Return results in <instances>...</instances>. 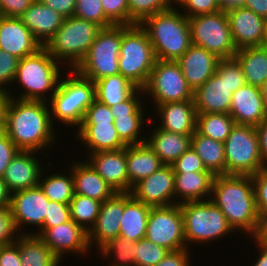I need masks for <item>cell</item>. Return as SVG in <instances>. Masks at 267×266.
Instances as JSON below:
<instances>
[{"label": "cell", "instance_id": "cell-61", "mask_svg": "<svg viewBox=\"0 0 267 266\" xmlns=\"http://www.w3.org/2000/svg\"><path fill=\"white\" fill-rule=\"evenodd\" d=\"M9 100V93L0 90V131H3L5 129L6 110Z\"/></svg>", "mask_w": 267, "mask_h": 266}, {"label": "cell", "instance_id": "cell-45", "mask_svg": "<svg viewBox=\"0 0 267 266\" xmlns=\"http://www.w3.org/2000/svg\"><path fill=\"white\" fill-rule=\"evenodd\" d=\"M18 62L19 58L0 48V90L12 92L9 86L15 79Z\"/></svg>", "mask_w": 267, "mask_h": 266}, {"label": "cell", "instance_id": "cell-46", "mask_svg": "<svg viewBox=\"0 0 267 266\" xmlns=\"http://www.w3.org/2000/svg\"><path fill=\"white\" fill-rule=\"evenodd\" d=\"M105 16L114 25H129L128 0H101Z\"/></svg>", "mask_w": 267, "mask_h": 266}, {"label": "cell", "instance_id": "cell-35", "mask_svg": "<svg viewBox=\"0 0 267 266\" xmlns=\"http://www.w3.org/2000/svg\"><path fill=\"white\" fill-rule=\"evenodd\" d=\"M21 266H60L61 261L35 234H18Z\"/></svg>", "mask_w": 267, "mask_h": 266}, {"label": "cell", "instance_id": "cell-8", "mask_svg": "<svg viewBox=\"0 0 267 266\" xmlns=\"http://www.w3.org/2000/svg\"><path fill=\"white\" fill-rule=\"evenodd\" d=\"M156 60L153 46L140 24L123 25L118 62L120 74L143 89Z\"/></svg>", "mask_w": 267, "mask_h": 266}, {"label": "cell", "instance_id": "cell-59", "mask_svg": "<svg viewBox=\"0 0 267 266\" xmlns=\"http://www.w3.org/2000/svg\"><path fill=\"white\" fill-rule=\"evenodd\" d=\"M251 239L259 245L267 247V215L259 216L257 230Z\"/></svg>", "mask_w": 267, "mask_h": 266}, {"label": "cell", "instance_id": "cell-53", "mask_svg": "<svg viewBox=\"0 0 267 266\" xmlns=\"http://www.w3.org/2000/svg\"><path fill=\"white\" fill-rule=\"evenodd\" d=\"M16 236L9 208H0V246L14 242Z\"/></svg>", "mask_w": 267, "mask_h": 266}, {"label": "cell", "instance_id": "cell-37", "mask_svg": "<svg viewBox=\"0 0 267 266\" xmlns=\"http://www.w3.org/2000/svg\"><path fill=\"white\" fill-rule=\"evenodd\" d=\"M94 83L96 99L109 107L127 100L138 89L121 74L108 76Z\"/></svg>", "mask_w": 267, "mask_h": 266}, {"label": "cell", "instance_id": "cell-36", "mask_svg": "<svg viewBox=\"0 0 267 266\" xmlns=\"http://www.w3.org/2000/svg\"><path fill=\"white\" fill-rule=\"evenodd\" d=\"M191 147L201 158L206 170L215 175H226L224 143L201 135L197 130L192 134Z\"/></svg>", "mask_w": 267, "mask_h": 266}, {"label": "cell", "instance_id": "cell-11", "mask_svg": "<svg viewBox=\"0 0 267 266\" xmlns=\"http://www.w3.org/2000/svg\"><path fill=\"white\" fill-rule=\"evenodd\" d=\"M226 175L253 176L263 167L256 127L235 124L224 141Z\"/></svg>", "mask_w": 267, "mask_h": 266}, {"label": "cell", "instance_id": "cell-28", "mask_svg": "<svg viewBox=\"0 0 267 266\" xmlns=\"http://www.w3.org/2000/svg\"><path fill=\"white\" fill-rule=\"evenodd\" d=\"M76 139H79L88 153L124 149L127 145L119 137L114 122L81 123Z\"/></svg>", "mask_w": 267, "mask_h": 266}, {"label": "cell", "instance_id": "cell-67", "mask_svg": "<svg viewBox=\"0 0 267 266\" xmlns=\"http://www.w3.org/2000/svg\"><path fill=\"white\" fill-rule=\"evenodd\" d=\"M262 47L267 51V32Z\"/></svg>", "mask_w": 267, "mask_h": 266}, {"label": "cell", "instance_id": "cell-32", "mask_svg": "<svg viewBox=\"0 0 267 266\" xmlns=\"http://www.w3.org/2000/svg\"><path fill=\"white\" fill-rule=\"evenodd\" d=\"M150 210V206L135 199L130 192H124V212L119 236L132 242L144 239Z\"/></svg>", "mask_w": 267, "mask_h": 266}, {"label": "cell", "instance_id": "cell-23", "mask_svg": "<svg viewBox=\"0 0 267 266\" xmlns=\"http://www.w3.org/2000/svg\"><path fill=\"white\" fill-rule=\"evenodd\" d=\"M43 46L20 17L0 15V48L19 59L36 53Z\"/></svg>", "mask_w": 267, "mask_h": 266}, {"label": "cell", "instance_id": "cell-24", "mask_svg": "<svg viewBox=\"0 0 267 266\" xmlns=\"http://www.w3.org/2000/svg\"><path fill=\"white\" fill-rule=\"evenodd\" d=\"M36 153L40 154L35 151H19L8 165L2 179L12 193L38 186L44 165Z\"/></svg>", "mask_w": 267, "mask_h": 266}, {"label": "cell", "instance_id": "cell-1", "mask_svg": "<svg viewBox=\"0 0 267 266\" xmlns=\"http://www.w3.org/2000/svg\"><path fill=\"white\" fill-rule=\"evenodd\" d=\"M48 107V102L10 97L4 131L20 151L42 152L57 142Z\"/></svg>", "mask_w": 267, "mask_h": 266}, {"label": "cell", "instance_id": "cell-41", "mask_svg": "<svg viewBox=\"0 0 267 266\" xmlns=\"http://www.w3.org/2000/svg\"><path fill=\"white\" fill-rule=\"evenodd\" d=\"M98 252L105 260L110 259L108 266H135V242L121 236L110 239Z\"/></svg>", "mask_w": 267, "mask_h": 266}, {"label": "cell", "instance_id": "cell-57", "mask_svg": "<svg viewBox=\"0 0 267 266\" xmlns=\"http://www.w3.org/2000/svg\"><path fill=\"white\" fill-rule=\"evenodd\" d=\"M46 6L55 10L63 17L68 18L74 15L76 0H41Z\"/></svg>", "mask_w": 267, "mask_h": 266}, {"label": "cell", "instance_id": "cell-63", "mask_svg": "<svg viewBox=\"0 0 267 266\" xmlns=\"http://www.w3.org/2000/svg\"><path fill=\"white\" fill-rule=\"evenodd\" d=\"M254 244H256V248H258L259 253L257 255L259 256L258 260H255L253 266H267V247L261 246L258 243H256L253 240Z\"/></svg>", "mask_w": 267, "mask_h": 266}, {"label": "cell", "instance_id": "cell-30", "mask_svg": "<svg viewBox=\"0 0 267 266\" xmlns=\"http://www.w3.org/2000/svg\"><path fill=\"white\" fill-rule=\"evenodd\" d=\"M129 192L139 181L147 178L165 164L147 142L126 146Z\"/></svg>", "mask_w": 267, "mask_h": 266}, {"label": "cell", "instance_id": "cell-16", "mask_svg": "<svg viewBox=\"0 0 267 266\" xmlns=\"http://www.w3.org/2000/svg\"><path fill=\"white\" fill-rule=\"evenodd\" d=\"M142 94L144 95L143 89L138 88L127 100L109 107L114 118L115 129L126 145L146 142L147 136L140 134L143 128H145L144 124L146 122L149 124V121H153L151 118H145V110L142 108L144 106L142 97L145 98V96Z\"/></svg>", "mask_w": 267, "mask_h": 266}, {"label": "cell", "instance_id": "cell-29", "mask_svg": "<svg viewBox=\"0 0 267 266\" xmlns=\"http://www.w3.org/2000/svg\"><path fill=\"white\" fill-rule=\"evenodd\" d=\"M70 166L75 194L90 197L102 203L116 193L86 160H76L70 163Z\"/></svg>", "mask_w": 267, "mask_h": 266}, {"label": "cell", "instance_id": "cell-33", "mask_svg": "<svg viewBox=\"0 0 267 266\" xmlns=\"http://www.w3.org/2000/svg\"><path fill=\"white\" fill-rule=\"evenodd\" d=\"M152 131L146 142L165 165L174 163L191 147L192 135L168 132L158 126Z\"/></svg>", "mask_w": 267, "mask_h": 266}, {"label": "cell", "instance_id": "cell-40", "mask_svg": "<svg viewBox=\"0 0 267 266\" xmlns=\"http://www.w3.org/2000/svg\"><path fill=\"white\" fill-rule=\"evenodd\" d=\"M101 202L90 197L75 194L69 203L70 219H73L85 232H89L99 214Z\"/></svg>", "mask_w": 267, "mask_h": 266}, {"label": "cell", "instance_id": "cell-66", "mask_svg": "<svg viewBox=\"0 0 267 266\" xmlns=\"http://www.w3.org/2000/svg\"><path fill=\"white\" fill-rule=\"evenodd\" d=\"M215 1L220 6L221 10H224V0H215Z\"/></svg>", "mask_w": 267, "mask_h": 266}, {"label": "cell", "instance_id": "cell-38", "mask_svg": "<svg viewBox=\"0 0 267 266\" xmlns=\"http://www.w3.org/2000/svg\"><path fill=\"white\" fill-rule=\"evenodd\" d=\"M46 168L45 166L41 172L38 186L49 200L62 204H69L75 195L71 169H69L70 172L66 170V173H64V171L63 173H51L49 176L46 175V177V173H44Z\"/></svg>", "mask_w": 267, "mask_h": 266}, {"label": "cell", "instance_id": "cell-20", "mask_svg": "<svg viewBox=\"0 0 267 266\" xmlns=\"http://www.w3.org/2000/svg\"><path fill=\"white\" fill-rule=\"evenodd\" d=\"M123 212L124 192H116L111 198L101 203L95 224L87 233V241L90 250H92L91 247L94 248V246L99 250L110 239L119 237L120 222L123 217Z\"/></svg>", "mask_w": 267, "mask_h": 266}, {"label": "cell", "instance_id": "cell-55", "mask_svg": "<svg viewBox=\"0 0 267 266\" xmlns=\"http://www.w3.org/2000/svg\"><path fill=\"white\" fill-rule=\"evenodd\" d=\"M21 264L17 234L14 242L0 246V266H21Z\"/></svg>", "mask_w": 267, "mask_h": 266}, {"label": "cell", "instance_id": "cell-68", "mask_svg": "<svg viewBox=\"0 0 267 266\" xmlns=\"http://www.w3.org/2000/svg\"><path fill=\"white\" fill-rule=\"evenodd\" d=\"M264 90H265L266 106H267V86H266V88Z\"/></svg>", "mask_w": 267, "mask_h": 266}, {"label": "cell", "instance_id": "cell-50", "mask_svg": "<svg viewBox=\"0 0 267 266\" xmlns=\"http://www.w3.org/2000/svg\"><path fill=\"white\" fill-rule=\"evenodd\" d=\"M182 13L187 17H193L201 14H212L221 10L215 0H185L180 6Z\"/></svg>", "mask_w": 267, "mask_h": 266}, {"label": "cell", "instance_id": "cell-26", "mask_svg": "<svg viewBox=\"0 0 267 266\" xmlns=\"http://www.w3.org/2000/svg\"><path fill=\"white\" fill-rule=\"evenodd\" d=\"M154 109L157 119L159 116V128L186 135H192L196 131L197 113L193 100L164 103Z\"/></svg>", "mask_w": 267, "mask_h": 266}, {"label": "cell", "instance_id": "cell-34", "mask_svg": "<svg viewBox=\"0 0 267 266\" xmlns=\"http://www.w3.org/2000/svg\"><path fill=\"white\" fill-rule=\"evenodd\" d=\"M246 84L265 89L267 86V51L262 46L238 49L235 56Z\"/></svg>", "mask_w": 267, "mask_h": 266}, {"label": "cell", "instance_id": "cell-62", "mask_svg": "<svg viewBox=\"0 0 267 266\" xmlns=\"http://www.w3.org/2000/svg\"><path fill=\"white\" fill-rule=\"evenodd\" d=\"M12 192L0 177V208H9Z\"/></svg>", "mask_w": 267, "mask_h": 266}, {"label": "cell", "instance_id": "cell-31", "mask_svg": "<svg viewBox=\"0 0 267 266\" xmlns=\"http://www.w3.org/2000/svg\"><path fill=\"white\" fill-rule=\"evenodd\" d=\"M213 179L211 172L175 173L177 204L210 200Z\"/></svg>", "mask_w": 267, "mask_h": 266}, {"label": "cell", "instance_id": "cell-49", "mask_svg": "<svg viewBox=\"0 0 267 266\" xmlns=\"http://www.w3.org/2000/svg\"><path fill=\"white\" fill-rule=\"evenodd\" d=\"M70 220L69 204L49 200L48 211L42 228H52Z\"/></svg>", "mask_w": 267, "mask_h": 266}, {"label": "cell", "instance_id": "cell-10", "mask_svg": "<svg viewBox=\"0 0 267 266\" xmlns=\"http://www.w3.org/2000/svg\"><path fill=\"white\" fill-rule=\"evenodd\" d=\"M122 35L123 25L102 28L75 70L93 82L120 74L118 62Z\"/></svg>", "mask_w": 267, "mask_h": 266}, {"label": "cell", "instance_id": "cell-15", "mask_svg": "<svg viewBox=\"0 0 267 266\" xmlns=\"http://www.w3.org/2000/svg\"><path fill=\"white\" fill-rule=\"evenodd\" d=\"M48 202L49 199L39 186L13 192L9 210L16 233L34 234V232H24L25 225H31V227L34 225L35 229L38 228L37 233H39L47 215ZM22 226L23 230H21Z\"/></svg>", "mask_w": 267, "mask_h": 266}, {"label": "cell", "instance_id": "cell-9", "mask_svg": "<svg viewBox=\"0 0 267 266\" xmlns=\"http://www.w3.org/2000/svg\"><path fill=\"white\" fill-rule=\"evenodd\" d=\"M180 208L187 249L194 243L201 245L213 240L217 242V239L236 232L228 224L220 208L211 200L185 202L180 204Z\"/></svg>", "mask_w": 267, "mask_h": 266}, {"label": "cell", "instance_id": "cell-4", "mask_svg": "<svg viewBox=\"0 0 267 266\" xmlns=\"http://www.w3.org/2000/svg\"><path fill=\"white\" fill-rule=\"evenodd\" d=\"M69 77L60 78L55 93L48 101L50 119L68 126L80 127L87 108L96 99L95 83L80 75L75 69H69ZM55 117V118H54Z\"/></svg>", "mask_w": 267, "mask_h": 266}, {"label": "cell", "instance_id": "cell-52", "mask_svg": "<svg viewBox=\"0 0 267 266\" xmlns=\"http://www.w3.org/2000/svg\"><path fill=\"white\" fill-rule=\"evenodd\" d=\"M20 150L10 140L6 132L0 131V177L2 178L8 165Z\"/></svg>", "mask_w": 267, "mask_h": 266}, {"label": "cell", "instance_id": "cell-25", "mask_svg": "<svg viewBox=\"0 0 267 266\" xmlns=\"http://www.w3.org/2000/svg\"><path fill=\"white\" fill-rule=\"evenodd\" d=\"M219 59L214 53L192 44L177 62L194 92L216 72Z\"/></svg>", "mask_w": 267, "mask_h": 266}, {"label": "cell", "instance_id": "cell-54", "mask_svg": "<svg viewBox=\"0 0 267 266\" xmlns=\"http://www.w3.org/2000/svg\"><path fill=\"white\" fill-rule=\"evenodd\" d=\"M35 0H0V15L21 17Z\"/></svg>", "mask_w": 267, "mask_h": 266}, {"label": "cell", "instance_id": "cell-5", "mask_svg": "<svg viewBox=\"0 0 267 266\" xmlns=\"http://www.w3.org/2000/svg\"><path fill=\"white\" fill-rule=\"evenodd\" d=\"M62 64L56 61L43 46L36 53L19 59L13 83L18 82L24 91L11 98L48 102L55 93L63 71ZM61 66V68H60ZM61 71V72H60ZM50 94H49V93ZM46 93V94H45ZM48 93V94H47ZM47 95H50L48 98Z\"/></svg>", "mask_w": 267, "mask_h": 266}, {"label": "cell", "instance_id": "cell-2", "mask_svg": "<svg viewBox=\"0 0 267 266\" xmlns=\"http://www.w3.org/2000/svg\"><path fill=\"white\" fill-rule=\"evenodd\" d=\"M210 200L234 231L249 234L250 238L255 234L259 214L252 176L215 175Z\"/></svg>", "mask_w": 267, "mask_h": 266}, {"label": "cell", "instance_id": "cell-7", "mask_svg": "<svg viewBox=\"0 0 267 266\" xmlns=\"http://www.w3.org/2000/svg\"><path fill=\"white\" fill-rule=\"evenodd\" d=\"M102 28L74 16L65 18L61 27L44 46L66 69H75L84 59Z\"/></svg>", "mask_w": 267, "mask_h": 266}, {"label": "cell", "instance_id": "cell-3", "mask_svg": "<svg viewBox=\"0 0 267 266\" xmlns=\"http://www.w3.org/2000/svg\"><path fill=\"white\" fill-rule=\"evenodd\" d=\"M180 8L156 13L140 26L146 31L157 60L177 61L192 45L189 19Z\"/></svg>", "mask_w": 267, "mask_h": 266}, {"label": "cell", "instance_id": "cell-58", "mask_svg": "<svg viewBox=\"0 0 267 266\" xmlns=\"http://www.w3.org/2000/svg\"><path fill=\"white\" fill-rule=\"evenodd\" d=\"M256 130L259 138L262 164L264 168H267V117L256 127Z\"/></svg>", "mask_w": 267, "mask_h": 266}, {"label": "cell", "instance_id": "cell-6", "mask_svg": "<svg viewBox=\"0 0 267 266\" xmlns=\"http://www.w3.org/2000/svg\"><path fill=\"white\" fill-rule=\"evenodd\" d=\"M245 84L235 57L219 59L216 72L193 93L196 113H229L232 94Z\"/></svg>", "mask_w": 267, "mask_h": 266}, {"label": "cell", "instance_id": "cell-39", "mask_svg": "<svg viewBox=\"0 0 267 266\" xmlns=\"http://www.w3.org/2000/svg\"><path fill=\"white\" fill-rule=\"evenodd\" d=\"M235 121L229 113L197 114L196 130L206 137L224 143Z\"/></svg>", "mask_w": 267, "mask_h": 266}, {"label": "cell", "instance_id": "cell-27", "mask_svg": "<svg viewBox=\"0 0 267 266\" xmlns=\"http://www.w3.org/2000/svg\"><path fill=\"white\" fill-rule=\"evenodd\" d=\"M20 19L34 37L45 46L63 24L65 17L35 0Z\"/></svg>", "mask_w": 267, "mask_h": 266}, {"label": "cell", "instance_id": "cell-12", "mask_svg": "<svg viewBox=\"0 0 267 266\" xmlns=\"http://www.w3.org/2000/svg\"><path fill=\"white\" fill-rule=\"evenodd\" d=\"M192 44L203 47L218 58H232L237 52L226 11L188 18Z\"/></svg>", "mask_w": 267, "mask_h": 266}, {"label": "cell", "instance_id": "cell-48", "mask_svg": "<svg viewBox=\"0 0 267 266\" xmlns=\"http://www.w3.org/2000/svg\"><path fill=\"white\" fill-rule=\"evenodd\" d=\"M256 208L260 215H267V168H261L252 176Z\"/></svg>", "mask_w": 267, "mask_h": 266}, {"label": "cell", "instance_id": "cell-13", "mask_svg": "<svg viewBox=\"0 0 267 266\" xmlns=\"http://www.w3.org/2000/svg\"><path fill=\"white\" fill-rule=\"evenodd\" d=\"M144 96L151 97L153 106L164 103L193 100L189 87L177 61L156 60L146 86Z\"/></svg>", "mask_w": 267, "mask_h": 266}, {"label": "cell", "instance_id": "cell-19", "mask_svg": "<svg viewBox=\"0 0 267 266\" xmlns=\"http://www.w3.org/2000/svg\"><path fill=\"white\" fill-rule=\"evenodd\" d=\"M233 43L237 50L262 46L267 32V20L243 6L226 10Z\"/></svg>", "mask_w": 267, "mask_h": 266}, {"label": "cell", "instance_id": "cell-43", "mask_svg": "<svg viewBox=\"0 0 267 266\" xmlns=\"http://www.w3.org/2000/svg\"><path fill=\"white\" fill-rule=\"evenodd\" d=\"M74 17L94 22L101 28H108L114 24L105 16L101 0H76Z\"/></svg>", "mask_w": 267, "mask_h": 266}, {"label": "cell", "instance_id": "cell-47", "mask_svg": "<svg viewBox=\"0 0 267 266\" xmlns=\"http://www.w3.org/2000/svg\"><path fill=\"white\" fill-rule=\"evenodd\" d=\"M174 173L185 172H210L206 170L201 158L192 147L184 152L174 163L171 164Z\"/></svg>", "mask_w": 267, "mask_h": 266}, {"label": "cell", "instance_id": "cell-42", "mask_svg": "<svg viewBox=\"0 0 267 266\" xmlns=\"http://www.w3.org/2000/svg\"><path fill=\"white\" fill-rule=\"evenodd\" d=\"M169 9L167 0H128L129 25L140 24L145 18Z\"/></svg>", "mask_w": 267, "mask_h": 266}, {"label": "cell", "instance_id": "cell-22", "mask_svg": "<svg viewBox=\"0 0 267 266\" xmlns=\"http://www.w3.org/2000/svg\"><path fill=\"white\" fill-rule=\"evenodd\" d=\"M88 157L85 160L115 192H129L126 147L119 150L90 153Z\"/></svg>", "mask_w": 267, "mask_h": 266}, {"label": "cell", "instance_id": "cell-65", "mask_svg": "<svg viewBox=\"0 0 267 266\" xmlns=\"http://www.w3.org/2000/svg\"><path fill=\"white\" fill-rule=\"evenodd\" d=\"M184 2L185 0H167L169 8H174V9L176 8V6H178L177 8H179Z\"/></svg>", "mask_w": 267, "mask_h": 266}, {"label": "cell", "instance_id": "cell-60", "mask_svg": "<svg viewBox=\"0 0 267 266\" xmlns=\"http://www.w3.org/2000/svg\"><path fill=\"white\" fill-rule=\"evenodd\" d=\"M243 7L267 20V0H245Z\"/></svg>", "mask_w": 267, "mask_h": 266}, {"label": "cell", "instance_id": "cell-21", "mask_svg": "<svg viewBox=\"0 0 267 266\" xmlns=\"http://www.w3.org/2000/svg\"><path fill=\"white\" fill-rule=\"evenodd\" d=\"M229 114L236 124L257 127L267 117L265 90L245 84L232 94Z\"/></svg>", "mask_w": 267, "mask_h": 266}, {"label": "cell", "instance_id": "cell-64", "mask_svg": "<svg viewBox=\"0 0 267 266\" xmlns=\"http://www.w3.org/2000/svg\"><path fill=\"white\" fill-rule=\"evenodd\" d=\"M245 0H224V11L234 8L243 6Z\"/></svg>", "mask_w": 267, "mask_h": 266}, {"label": "cell", "instance_id": "cell-51", "mask_svg": "<svg viewBox=\"0 0 267 266\" xmlns=\"http://www.w3.org/2000/svg\"><path fill=\"white\" fill-rule=\"evenodd\" d=\"M114 122L112 112L108 105L97 99L87 108L82 123Z\"/></svg>", "mask_w": 267, "mask_h": 266}, {"label": "cell", "instance_id": "cell-18", "mask_svg": "<svg viewBox=\"0 0 267 266\" xmlns=\"http://www.w3.org/2000/svg\"><path fill=\"white\" fill-rule=\"evenodd\" d=\"M38 235L51 249V252L62 261L67 252L85 255L90 252L85 232L73 219L52 228H42ZM64 255V256H63Z\"/></svg>", "mask_w": 267, "mask_h": 266}, {"label": "cell", "instance_id": "cell-44", "mask_svg": "<svg viewBox=\"0 0 267 266\" xmlns=\"http://www.w3.org/2000/svg\"><path fill=\"white\" fill-rule=\"evenodd\" d=\"M170 251L147 239L135 242V266H156Z\"/></svg>", "mask_w": 267, "mask_h": 266}, {"label": "cell", "instance_id": "cell-56", "mask_svg": "<svg viewBox=\"0 0 267 266\" xmlns=\"http://www.w3.org/2000/svg\"><path fill=\"white\" fill-rule=\"evenodd\" d=\"M190 250L183 248L176 251H170L156 266H192Z\"/></svg>", "mask_w": 267, "mask_h": 266}, {"label": "cell", "instance_id": "cell-17", "mask_svg": "<svg viewBox=\"0 0 267 266\" xmlns=\"http://www.w3.org/2000/svg\"><path fill=\"white\" fill-rule=\"evenodd\" d=\"M174 180L175 173L172 165H164L136 183L130 193L135 199L150 207L171 206L177 204Z\"/></svg>", "mask_w": 267, "mask_h": 266}, {"label": "cell", "instance_id": "cell-14", "mask_svg": "<svg viewBox=\"0 0 267 266\" xmlns=\"http://www.w3.org/2000/svg\"><path fill=\"white\" fill-rule=\"evenodd\" d=\"M145 239L169 251L187 248L180 204L151 207Z\"/></svg>", "mask_w": 267, "mask_h": 266}]
</instances>
